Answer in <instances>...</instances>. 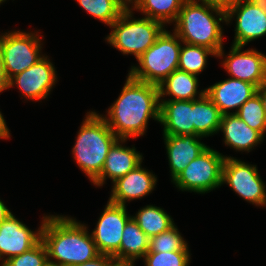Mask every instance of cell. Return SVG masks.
Returning a JSON list of instances; mask_svg holds the SVG:
<instances>
[{"instance_id": "obj_1", "label": "cell", "mask_w": 266, "mask_h": 266, "mask_svg": "<svg viewBox=\"0 0 266 266\" xmlns=\"http://www.w3.org/2000/svg\"><path fill=\"white\" fill-rule=\"evenodd\" d=\"M159 88L133 79L129 74L118 99L102 118L119 139L142 136L149 118L159 122Z\"/></svg>"}, {"instance_id": "obj_2", "label": "cell", "mask_w": 266, "mask_h": 266, "mask_svg": "<svg viewBox=\"0 0 266 266\" xmlns=\"http://www.w3.org/2000/svg\"><path fill=\"white\" fill-rule=\"evenodd\" d=\"M41 240L52 266H75L100 255L87 226L69 217L44 216Z\"/></svg>"}, {"instance_id": "obj_3", "label": "cell", "mask_w": 266, "mask_h": 266, "mask_svg": "<svg viewBox=\"0 0 266 266\" xmlns=\"http://www.w3.org/2000/svg\"><path fill=\"white\" fill-rule=\"evenodd\" d=\"M186 0L175 21L174 32L182 43L204 46L223 57V31L219 24L227 21L226 10L200 0ZM211 11V12H210ZM215 12V17L212 13Z\"/></svg>"}, {"instance_id": "obj_4", "label": "cell", "mask_w": 266, "mask_h": 266, "mask_svg": "<svg viewBox=\"0 0 266 266\" xmlns=\"http://www.w3.org/2000/svg\"><path fill=\"white\" fill-rule=\"evenodd\" d=\"M118 139L102 115L88 112L72 152L78 166L91 181L101 173L108 152Z\"/></svg>"}, {"instance_id": "obj_5", "label": "cell", "mask_w": 266, "mask_h": 266, "mask_svg": "<svg viewBox=\"0 0 266 266\" xmlns=\"http://www.w3.org/2000/svg\"><path fill=\"white\" fill-rule=\"evenodd\" d=\"M131 10L132 8H126L110 25L113 31L106 40L123 54H133L138 59L156 42L165 28L162 22L154 19H134Z\"/></svg>"}, {"instance_id": "obj_6", "label": "cell", "mask_w": 266, "mask_h": 266, "mask_svg": "<svg viewBox=\"0 0 266 266\" xmlns=\"http://www.w3.org/2000/svg\"><path fill=\"white\" fill-rule=\"evenodd\" d=\"M180 38L166 29L137 60L139 67L132 66L129 75L138 81L159 85L178 69L181 49Z\"/></svg>"}, {"instance_id": "obj_7", "label": "cell", "mask_w": 266, "mask_h": 266, "mask_svg": "<svg viewBox=\"0 0 266 266\" xmlns=\"http://www.w3.org/2000/svg\"><path fill=\"white\" fill-rule=\"evenodd\" d=\"M226 156L207 147L173 180L180 190L207 193L222 185V167Z\"/></svg>"}, {"instance_id": "obj_8", "label": "cell", "mask_w": 266, "mask_h": 266, "mask_svg": "<svg viewBox=\"0 0 266 266\" xmlns=\"http://www.w3.org/2000/svg\"><path fill=\"white\" fill-rule=\"evenodd\" d=\"M41 45L35 33L13 31L1 36L2 60L8 80L43 57L40 55Z\"/></svg>"}, {"instance_id": "obj_9", "label": "cell", "mask_w": 266, "mask_h": 266, "mask_svg": "<svg viewBox=\"0 0 266 266\" xmlns=\"http://www.w3.org/2000/svg\"><path fill=\"white\" fill-rule=\"evenodd\" d=\"M223 183H227L244 200L256 206H266L265 185L255 165L226 156L222 167Z\"/></svg>"}, {"instance_id": "obj_10", "label": "cell", "mask_w": 266, "mask_h": 266, "mask_svg": "<svg viewBox=\"0 0 266 266\" xmlns=\"http://www.w3.org/2000/svg\"><path fill=\"white\" fill-rule=\"evenodd\" d=\"M236 15L233 45L245 46L248 42L266 35V2L242 0L226 10V23Z\"/></svg>"}, {"instance_id": "obj_11", "label": "cell", "mask_w": 266, "mask_h": 266, "mask_svg": "<svg viewBox=\"0 0 266 266\" xmlns=\"http://www.w3.org/2000/svg\"><path fill=\"white\" fill-rule=\"evenodd\" d=\"M131 217L127 214L125 206L108 201L96 228L91 233L100 254L110 255L119 260L122 233Z\"/></svg>"}, {"instance_id": "obj_12", "label": "cell", "mask_w": 266, "mask_h": 266, "mask_svg": "<svg viewBox=\"0 0 266 266\" xmlns=\"http://www.w3.org/2000/svg\"><path fill=\"white\" fill-rule=\"evenodd\" d=\"M53 64L47 57L40 58L33 66L8 80V88L17 84L22 96L40 100L48 96L57 80Z\"/></svg>"}, {"instance_id": "obj_13", "label": "cell", "mask_w": 266, "mask_h": 266, "mask_svg": "<svg viewBox=\"0 0 266 266\" xmlns=\"http://www.w3.org/2000/svg\"><path fill=\"white\" fill-rule=\"evenodd\" d=\"M243 46L232 45L223 61L231 78L251 83L258 88L266 82V56L257 50L242 51Z\"/></svg>"}, {"instance_id": "obj_14", "label": "cell", "mask_w": 266, "mask_h": 266, "mask_svg": "<svg viewBox=\"0 0 266 266\" xmlns=\"http://www.w3.org/2000/svg\"><path fill=\"white\" fill-rule=\"evenodd\" d=\"M42 224L38 231H31L25 224L20 222L13 214H10L0 223V259L1 265L14 256L20 255L41 240Z\"/></svg>"}, {"instance_id": "obj_15", "label": "cell", "mask_w": 266, "mask_h": 266, "mask_svg": "<svg viewBox=\"0 0 266 266\" xmlns=\"http://www.w3.org/2000/svg\"><path fill=\"white\" fill-rule=\"evenodd\" d=\"M258 91V87L234 78L215 83L205 89V94L218 107L222 115L229 114V109H238Z\"/></svg>"}, {"instance_id": "obj_16", "label": "cell", "mask_w": 266, "mask_h": 266, "mask_svg": "<svg viewBox=\"0 0 266 266\" xmlns=\"http://www.w3.org/2000/svg\"><path fill=\"white\" fill-rule=\"evenodd\" d=\"M156 177L141 164L128 172L125 176L113 182L112 194L109 202L126 206V200L142 198L151 193L156 185Z\"/></svg>"}, {"instance_id": "obj_17", "label": "cell", "mask_w": 266, "mask_h": 266, "mask_svg": "<svg viewBox=\"0 0 266 266\" xmlns=\"http://www.w3.org/2000/svg\"><path fill=\"white\" fill-rule=\"evenodd\" d=\"M159 100L163 135H194L193 100Z\"/></svg>"}, {"instance_id": "obj_18", "label": "cell", "mask_w": 266, "mask_h": 266, "mask_svg": "<svg viewBox=\"0 0 266 266\" xmlns=\"http://www.w3.org/2000/svg\"><path fill=\"white\" fill-rule=\"evenodd\" d=\"M173 180L208 146L199 141L198 135H163Z\"/></svg>"}, {"instance_id": "obj_19", "label": "cell", "mask_w": 266, "mask_h": 266, "mask_svg": "<svg viewBox=\"0 0 266 266\" xmlns=\"http://www.w3.org/2000/svg\"><path fill=\"white\" fill-rule=\"evenodd\" d=\"M126 139H118L110 148L101 173L92 181L97 186L105 183L106 177L115 182L142 163V155L135 148L124 147L119 143Z\"/></svg>"}, {"instance_id": "obj_20", "label": "cell", "mask_w": 266, "mask_h": 266, "mask_svg": "<svg viewBox=\"0 0 266 266\" xmlns=\"http://www.w3.org/2000/svg\"><path fill=\"white\" fill-rule=\"evenodd\" d=\"M224 133V143L237 151H248L260 143L264 136L249 127L236 113L224 114L221 117L220 129Z\"/></svg>"}, {"instance_id": "obj_21", "label": "cell", "mask_w": 266, "mask_h": 266, "mask_svg": "<svg viewBox=\"0 0 266 266\" xmlns=\"http://www.w3.org/2000/svg\"><path fill=\"white\" fill-rule=\"evenodd\" d=\"M193 117L194 135L206 137L219 132L222 114L205 94V89L193 100Z\"/></svg>"}, {"instance_id": "obj_22", "label": "cell", "mask_w": 266, "mask_h": 266, "mask_svg": "<svg viewBox=\"0 0 266 266\" xmlns=\"http://www.w3.org/2000/svg\"><path fill=\"white\" fill-rule=\"evenodd\" d=\"M165 87V88H164ZM159 99L172 95L169 100H196L198 93L197 75L176 69L158 85Z\"/></svg>"}, {"instance_id": "obj_23", "label": "cell", "mask_w": 266, "mask_h": 266, "mask_svg": "<svg viewBox=\"0 0 266 266\" xmlns=\"http://www.w3.org/2000/svg\"><path fill=\"white\" fill-rule=\"evenodd\" d=\"M119 248V260L134 261L149 251L150 238L131 217L125 224Z\"/></svg>"}, {"instance_id": "obj_24", "label": "cell", "mask_w": 266, "mask_h": 266, "mask_svg": "<svg viewBox=\"0 0 266 266\" xmlns=\"http://www.w3.org/2000/svg\"><path fill=\"white\" fill-rule=\"evenodd\" d=\"M186 0H137L132 6L150 19L166 23L175 22Z\"/></svg>"}, {"instance_id": "obj_25", "label": "cell", "mask_w": 266, "mask_h": 266, "mask_svg": "<svg viewBox=\"0 0 266 266\" xmlns=\"http://www.w3.org/2000/svg\"><path fill=\"white\" fill-rule=\"evenodd\" d=\"M132 218L149 238L175 225L173 219L162 208L153 205L142 208Z\"/></svg>"}, {"instance_id": "obj_26", "label": "cell", "mask_w": 266, "mask_h": 266, "mask_svg": "<svg viewBox=\"0 0 266 266\" xmlns=\"http://www.w3.org/2000/svg\"><path fill=\"white\" fill-rule=\"evenodd\" d=\"M185 44L181 46L179 54L178 69L197 75L203 71L207 63V56L213 55L217 57V54L204 46Z\"/></svg>"}, {"instance_id": "obj_27", "label": "cell", "mask_w": 266, "mask_h": 266, "mask_svg": "<svg viewBox=\"0 0 266 266\" xmlns=\"http://www.w3.org/2000/svg\"><path fill=\"white\" fill-rule=\"evenodd\" d=\"M94 18L110 26L126 9L119 0H77Z\"/></svg>"}, {"instance_id": "obj_28", "label": "cell", "mask_w": 266, "mask_h": 266, "mask_svg": "<svg viewBox=\"0 0 266 266\" xmlns=\"http://www.w3.org/2000/svg\"><path fill=\"white\" fill-rule=\"evenodd\" d=\"M233 113H236L249 127L264 136L266 131V114L258 92L247 100L237 112Z\"/></svg>"}, {"instance_id": "obj_29", "label": "cell", "mask_w": 266, "mask_h": 266, "mask_svg": "<svg viewBox=\"0 0 266 266\" xmlns=\"http://www.w3.org/2000/svg\"><path fill=\"white\" fill-rule=\"evenodd\" d=\"M189 251L187 242L179 233L176 225L150 238L148 252Z\"/></svg>"}, {"instance_id": "obj_30", "label": "cell", "mask_w": 266, "mask_h": 266, "mask_svg": "<svg viewBox=\"0 0 266 266\" xmlns=\"http://www.w3.org/2000/svg\"><path fill=\"white\" fill-rule=\"evenodd\" d=\"M48 252L45 244L40 240L28 251L7 259L1 266H48Z\"/></svg>"}, {"instance_id": "obj_31", "label": "cell", "mask_w": 266, "mask_h": 266, "mask_svg": "<svg viewBox=\"0 0 266 266\" xmlns=\"http://www.w3.org/2000/svg\"><path fill=\"white\" fill-rule=\"evenodd\" d=\"M143 260L146 266H189L190 253L189 251L147 252Z\"/></svg>"}, {"instance_id": "obj_32", "label": "cell", "mask_w": 266, "mask_h": 266, "mask_svg": "<svg viewBox=\"0 0 266 266\" xmlns=\"http://www.w3.org/2000/svg\"><path fill=\"white\" fill-rule=\"evenodd\" d=\"M114 259L113 256L100 254L90 261L75 266H109L110 262Z\"/></svg>"}, {"instance_id": "obj_33", "label": "cell", "mask_w": 266, "mask_h": 266, "mask_svg": "<svg viewBox=\"0 0 266 266\" xmlns=\"http://www.w3.org/2000/svg\"><path fill=\"white\" fill-rule=\"evenodd\" d=\"M8 88V79L4 72L3 60H2V47H1V36H0V92H3Z\"/></svg>"}, {"instance_id": "obj_34", "label": "cell", "mask_w": 266, "mask_h": 266, "mask_svg": "<svg viewBox=\"0 0 266 266\" xmlns=\"http://www.w3.org/2000/svg\"><path fill=\"white\" fill-rule=\"evenodd\" d=\"M199 1V0H198ZM206 1L213 6L220 7L224 10H227L229 7L236 5L237 3L241 2L242 0H203Z\"/></svg>"}, {"instance_id": "obj_35", "label": "cell", "mask_w": 266, "mask_h": 266, "mask_svg": "<svg viewBox=\"0 0 266 266\" xmlns=\"http://www.w3.org/2000/svg\"><path fill=\"white\" fill-rule=\"evenodd\" d=\"M9 137H10L9 129L7 128L5 119L0 112V138L7 139Z\"/></svg>"}, {"instance_id": "obj_36", "label": "cell", "mask_w": 266, "mask_h": 266, "mask_svg": "<svg viewBox=\"0 0 266 266\" xmlns=\"http://www.w3.org/2000/svg\"><path fill=\"white\" fill-rule=\"evenodd\" d=\"M12 212L5 206L0 199V223L4 221Z\"/></svg>"}, {"instance_id": "obj_37", "label": "cell", "mask_w": 266, "mask_h": 266, "mask_svg": "<svg viewBox=\"0 0 266 266\" xmlns=\"http://www.w3.org/2000/svg\"><path fill=\"white\" fill-rule=\"evenodd\" d=\"M257 92L260 94L261 101H262V104H263V108H264V111H265V114H266V82L263 83L258 88V91Z\"/></svg>"}, {"instance_id": "obj_38", "label": "cell", "mask_w": 266, "mask_h": 266, "mask_svg": "<svg viewBox=\"0 0 266 266\" xmlns=\"http://www.w3.org/2000/svg\"><path fill=\"white\" fill-rule=\"evenodd\" d=\"M134 261L116 260L113 259L109 266H134Z\"/></svg>"}, {"instance_id": "obj_39", "label": "cell", "mask_w": 266, "mask_h": 266, "mask_svg": "<svg viewBox=\"0 0 266 266\" xmlns=\"http://www.w3.org/2000/svg\"><path fill=\"white\" fill-rule=\"evenodd\" d=\"M123 5H124V7L125 8H130L129 6V3L131 4L132 3V5L133 4H135V2L137 1V0H119Z\"/></svg>"}]
</instances>
